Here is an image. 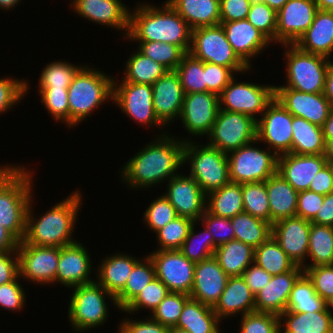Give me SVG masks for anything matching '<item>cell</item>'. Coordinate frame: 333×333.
Wrapping results in <instances>:
<instances>
[{
  "label": "cell",
  "instance_id": "cell-61",
  "mask_svg": "<svg viewBox=\"0 0 333 333\" xmlns=\"http://www.w3.org/2000/svg\"><path fill=\"white\" fill-rule=\"evenodd\" d=\"M207 92L220 95L230 80L236 75L230 68L204 62Z\"/></svg>",
  "mask_w": 333,
  "mask_h": 333
},
{
  "label": "cell",
  "instance_id": "cell-78",
  "mask_svg": "<svg viewBox=\"0 0 333 333\" xmlns=\"http://www.w3.org/2000/svg\"><path fill=\"white\" fill-rule=\"evenodd\" d=\"M328 164L331 166L332 172H333V162H328Z\"/></svg>",
  "mask_w": 333,
  "mask_h": 333
},
{
  "label": "cell",
  "instance_id": "cell-63",
  "mask_svg": "<svg viewBox=\"0 0 333 333\" xmlns=\"http://www.w3.org/2000/svg\"><path fill=\"white\" fill-rule=\"evenodd\" d=\"M252 0H219L220 22L247 19Z\"/></svg>",
  "mask_w": 333,
  "mask_h": 333
},
{
  "label": "cell",
  "instance_id": "cell-66",
  "mask_svg": "<svg viewBox=\"0 0 333 333\" xmlns=\"http://www.w3.org/2000/svg\"><path fill=\"white\" fill-rule=\"evenodd\" d=\"M242 277L252 293L256 296L259 290L269 283L272 275L253 262L244 270Z\"/></svg>",
  "mask_w": 333,
  "mask_h": 333
},
{
  "label": "cell",
  "instance_id": "cell-15",
  "mask_svg": "<svg viewBox=\"0 0 333 333\" xmlns=\"http://www.w3.org/2000/svg\"><path fill=\"white\" fill-rule=\"evenodd\" d=\"M19 277L37 285L55 284L59 247L18 242Z\"/></svg>",
  "mask_w": 333,
  "mask_h": 333
},
{
  "label": "cell",
  "instance_id": "cell-22",
  "mask_svg": "<svg viewBox=\"0 0 333 333\" xmlns=\"http://www.w3.org/2000/svg\"><path fill=\"white\" fill-rule=\"evenodd\" d=\"M88 252L79 241L59 247L56 284L72 288L94 282L95 280L90 277L93 274L91 272L93 267Z\"/></svg>",
  "mask_w": 333,
  "mask_h": 333
},
{
  "label": "cell",
  "instance_id": "cell-13",
  "mask_svg": "<svg viewBox=\"0 0 333 333\" xmlns=\"http://www.w3.org/2000/svg\"><path fill=\"white\" fill-rule=\"evenodd\" d=\"M292 121L293 115L274 97L257 119L256 140L277 156L292 153Z\"/></svg>",
  "mask_w": 333,
  "mask_h": 333
},
{
  "label": "cell",
  "instance_id": "cell-24",
  "mask_svg": "<svg viewBox=\"0 0 333 333\" xmlns=\"http://www.w3.org/2000/svg\"><path fill=\"white\" fill-rule=\"evenodd\" d=\"M153 109L158 120L169 126L179 120L184 100V92L178 73L167 71L153 85Z\"/></svg>",
  "mask_w": 333,
  "mask_h": 333
},
{
  "label": "cell",
  "instance_id": "cell-53",
  "mask_svg": "<svg viewBox=\"0 0 333 333\" xmlns=\"http://www.w3.org/2000/svg\"><path fill=\"white\" fill-rule=\"evenodd\" d=\"M247 20L275 43L277 12L261 0H252Z\"/></svg>",
  "mask_w": 333,
  "mask_h": 333
},
{
  "label": "cell",
  "instance_id": "cell-45",
  "mask_svg": "<svg viewBox=\"0 0 333 333\" xmlns=\"http://www.w3.org/2000/svg\"><path fill=\"white\" fill-rule=\"evenodd\" d=\"M137 50L163 65L168 71L176 70L186 52L178 45L158 41H135Z\"/></svg>",
  "mask_w": 333,
  "mask_h": 333
},
{
  "label": "cell",
  "instance_id": "cell-33",
  "mask_svg": "<svg viewBox=\"0 0 333 333\" xmlns=\"http://www.w3.org/2000/svg\"><path fill=\"white\" fill-rule=\"evenodd\" d=\"M280 333H333V314L322 311L297 313L285 311L279 316Z\"/></svg>",
  "mask_w": 333,
  "mask_h": 333
},
{
  "label": "cell",
  "instance_id": "cell-43",
  "mask_svg": "<svg viewBox=\"0 0 333 333\" xmlns=\"http://www.w3.org/2000/svg\"><path fill=\"white\" fill-rule=\"evenodd\" d=\"M254 263L272 276L291 271L296 266L272 235L255 248Z\"/></svg>",
  "mask_w": 333,
  "mask_h": 333
},
{
  "label": "cell",
  "instance_id": "cell-17",
  "mask_svg": "<svg viewBox=\"0 0 333 333\" xmlns=\"http://www.w3.org/2000/svg\"><path fill=\"white\" fill-rule=\"evenodd\" d=\"M314 0H288L277 12L275 43L295 44L314 21Z\"/></svg>",
  "mask_w": 333,
  "mask_h": 333
},
{
  "label": "cell",
  "instance_id": "cell-69",
  "mask_svg": "<svg viewBox=\"0 0 333 333\" xmlns=\"http://www.w3.org/2000/svg\"><path fill=\"white\" fill-rule=\"evenodd\" d=\"M18 240L0 225V253L17 250Z\"/></svg>",
  "mask_w": 333,
  "mask_h": 333
},
{
  "label": "cell",
  "instance_id": "cell-25",
  "mask_svg": "<svg viewBox=\"0 0 333 333\" xmlns=\"http://www.w3.org/2000/svg\"><path fill=\"white\" fill-rule=\"evenodd\" d=\"M228 278L215 256L196 262L190 297L214 307L226 287Z\"/></svg>",
  "mask_w": 333,
  "mask_h": 333
},
{
  "label": "cell",
  "instance_id": "cell-6",
  "mask_svg": "<svg viewBox=\"0 0 333 333\" xmlns=\"http://www.w3.org/2000/svg\"><path fill=\"white\" fill-rule=\"evenodd\" d=\"M189 163V175L207 195L230 183L228 156L208 144L188 140L183 150V164Z\"/></svg>",
  "mask_w": 333,
  "mask_h": 333
},
{
  "label": "cell",
  "instance_id": "cell-48",
  "mask_svg": "<svg viewBox=\"0 0 333 333\" xmlns=\"http://www.w3.org/2000/svg\"><path fill=\"white\" fill-rule=\"evenodd\" d=\"M196 223L197 221L193 222L186 240L179 249L186 258L195 263L214 256L217 248L212 235L205 227L199 234L194 232L196 228L195 225H199Z\"/></svg>",
  "mask_w": 333,
  "mask_h": 333
},
{
  "label": "cell",
  "instance_id": "cell-18",
  "mask_svg": "<svg viewBox=\"0 0 333 333\" xmlns=\"http://www.w3.org/2000/svg\"><path fill=\"white\" fill-rule=\"evenodd\" d=\"M220 110L219 96L211 92L184 94L180 120L188 134L209 135Z\"/></svg>",
  "mask_w": 333,
  "mask_h": 333
},
{
  "label": "cell",
  "instance_id": "cell-14",
  "mask_svg": "<svg viewBox=\"0 0 333 333\" xmlns=\"http://www.w3.org/2000/svg\"><path fill=\"white\" fill-rule=\"evenodd\" d=\"M152 86L147 84L119 82L113 79V99L118 108L136 123L147 127H164L153 109Z\"/></svg>",
  "mask_w": 333,
  "mask_h": 333
},
{
  "label": "cell",
  "instance_id": "cell-28",
  "mask_svg": "<svg viewBox=\"0 0 333 333\" xmlns=\"http://www.w3.org/2000/svg\"><path fill=\"white\" fill-rule=\"evenodd\" d=\"M227 40L237 55L251 68L252 59L264 52L272 43L261 31L247 19L220 22ZM263 50V51H262Z\"/></svg>",
  "mask_w": 333,
  "mask_h": 333
},
{
  "label": "cell",
  "instance_id": "cell-19",
  "mask_svg": "<svg viewBox=\"0 0 333 333\" xmlns=\"http://www.w3.org/2000/svg\"><path fill=\"white\" fill-rule=\"evenodd\" d=\"M274 97L293 116L304 118L320 127L333 110L323 92L305 93L293 88H274Z\"/></svg>",
  "mask_w": 333,
  "mask_h": 333
},
{
  "label": "cell",
  "instance_id": "cell-12",
  "mask_svg": "<svg viewBox=\"0 0 333 333\" xmlns=\"http://www.w3.org/2000/svg\"><path fill=\"white\" fill-rule=\"evenodd\" d=\"M236 81L233 77L219 95L220 109L244 113L257 120V115L261 117L274 98V85Z\"/></svg>",
  "mask_w": 333,
  "mask_h": 333
},
{
  "label": "cell",
  "instance_id": "cell-40",
  "mask_svg": "<svg viewBox=\"0 0 333 333\" xmlns=\"http://www.w3.org/2000/svg\"><path fill=\"white\" fill-rule=\"evenodd\" d=\"M155 277L154 263L147 255L134 265L124 289L115 297L118 310L123 311Z\"/></svg>",
  "mask_w": 333,
  "mask_h": 333
},
{
  "label": "cell",
  "instance_id": "cell-73",
  "mask_svg": "<svg viewBox=\"0 0 333 333\" xmlns=\"http://www.w3.org/2000/svg\"><path fill=\"white\" fill-rule=\"evenodd\" d=\"M318 10L333 11V0H314Z\"/></svg>",
  "mask_w": 333,
  "mask_h": 333
},
{
  "label": "cell",
  "instance_id": "cell-9",
  "mask_svg": "<svg viewBox=\"0 0 333 333\" xmlns=\"http://www.w3.org/2000/svg\"><path fill=\"white\" fill-rule=\"evenodd\" d=\"M189 53L200 61L228 67L235 74L252 69L234 51L221 24L192 30Z\"/></svg>",
  "mask_w": 333,
  "mask_h": 333
},
{
  "label": "cell",
  "instance_id": "cell-62",
  "mask_svg": "<svg viewBox=\"0 0 333 333\" xmlns=\"http://www.w3.org/2000/svg\"><path fill=\"white\" fill-rule=\"evenodd\" d=\"M324 201V195L315 193L310 190L300 191L297 199V217L311 221Z\"/></svg>",
  "mask_w": 333,
  "mask_h": 333
},
{
  "label": "cell",
  "instance_id": "cell-44",
  "mask_svg": "<svg viewBox=\"0 0 333 333\" xmlns=\"http://www.w3.org/2000/svg\"><path fill=\"white\" fill-rule=\"evenodd\" d=\"M326 302L316 294L311 280L303 273L291 290L286 311L307 313L322 311Z\"/></svg>",
  "mask_w": 333,
  "mask_h": 333
},
{
  "label": "cell",
  "instance_id": "cell-32",
  "mask_svg": "<svg viewBox=\"0 0 333 333\" xmlns=\"http://www.w3.org/2000/svg\"><path fill=\"white\" fill-rule=\"evenodd\" d=\"M270 209V223L294 217L297 209L296 191L279 173L265 181Z\"/></svg>",
  "mask_w": 333,
  "mask_h": 333
},
{
  "label": "cell",
  "instance_id": "cell-37",
  "mask_svg": "<svg viewBox=\"0 0 333 333\" xmlns=\"http://www.w3.org/2000/svg\"><path fill=\"white\" fill-rule=\"evenodd\" d=\"M255 249L239 240H231L218 246L214 256L229 277L242 276L254 262Z\"/></svg>",
  "mask_w": 333,
  "mask_h": 333
},
{
  "label": "cell",
  "instance_id": "cell-74",
  "mask_svg": "<svg viewBox=\"0 0 333 333\" xmlns=\"http://www.w3.org/2000/svg\"><path fill=\"white\" fill-rule=\"evenodd\" d=\"M24 1V0H23ZM21 0H0V8L1 10H11L16 8L15 6L18 5V3H20Z\"/></svg>",
  "mask_w": 333,
  "mask_h": 333
},
{
  "label": "cell",
  "instance_id": "cell-34",
  "mask_svg": "<svg viewBox=\"0 0 333 333\" xmlns=\"http://www.w3.org/2000/svg\"><path fill=\"white\" fill-rule=\"evenodd\" d=\"M191 30L220 24L219 0H167Z\"/></svg>",
  "mask_w": 333,
  "mask_h": 333
},
{
  "label": "cell",
  "instance_id": "cell-50",
  "mask_svg": "<svg viewBox=\"0 0 333 333\" xmlns=\"http://www.w3.org/2000/svg\"><path fill=\"white\" fill-rule=\"evenodd\" d=\"M193 222L190 218L177 216L158 230L155 233L158 242L157 250H179L186 240Z\"/></svg>",
  "mask_w": 333,
  "mask_h": 333
},
{
  "label": "cell",
  "instance_id": "cell-55",
  "mask_svg": "<svg viewBox=\"0 0 333 333\" xmlns=\"http://www.w3.org/2000/svg\"><path fill=\"white\" fill-rule=\"evenodd\" d=\"M41 101L52 119L69 127L68 89H38Z\"/></svg>",
  "mask_w": 333,
  "mask_h": 333
},
{
  "label": "cell",
  "instance_id": "cell-36",
  "mask_svg": "<svg viewBox=\"0 0 333 333\" xmlns=\"http://www.w3.org/2000/svg\"><path fill=\"white\" fill-rule=\"evenodd\" d=\"M292 153L299 155H322L325 139L322 127L304 118L293 116Z\"/></svg>",
  "mask_w": 333,
  "mask_h": 333
},
{
  "label": "cell",
  "instance_id": "cell-10",
  "mask_svg": "<svg viewBox=\"0 0 333 333\" xmlns=\"http://www.w3.org/2000/svg\"><path fill=\"white\" fill-rule=\"evenodd\" d=\"M255 143L259 144L256 140L227 154L231 182H262L277 172L278 156L268 148L255 147Z\"/></svg>",
  "mask_w": 333,
  "mask_h": 333
},
{
  "label": "cell",
  "instance_id": "cell-75",
  "mask_svg": "<svg viewBox=\"0 0 333 333\" xmlns=\"http://www.w3.org/2000/svg\"><path fill=\"white\" fill-rule=\"evenodd\" d=\"M266 3L269 7L278 12L288 0H261Z\"/></svg>",
  "mask_w": 333,
  "mask_h": 333
},
{
  "label": "cell",
  "instance_id": "cell-2",
  "mask_svg": "<svg viewBox=\"0 0 333 333\" xmlns=\"http://www.w3.org/2000/svg\"><path fill=\"white\" fill-rule=\"evenodd\" d=\"M138 4L129 13V30L125 39L171 43L189 52L192 30L167 0L161 7L145 2Z\"/></svg>",
  "mask_w": 333,
  "mask_h": 333
},
{
  "label": "cell",
  "instance_id": "cell-60",
  "mask_svg": "<svg viewBox=\"0 0 333 333\" xmlns=\"http://www.w3.org/2000/svg\"><path fill=\"white\" fill-rule=\"evenodd\" d=\"M18 276L14 281L0 285V309L19 312L24 308L26 293Z\"/></svg>",
  "mask_w": 333,
  "mask_h": 333
},
{
  "label": "cell",
  "instance_id": "cell-47",
  "mask_svg": "<svg viewBox=\"0 0 333 333\" xmlns=\"http://www.w3.org/2000/svg\"><path fill=\"white\" fill-rule=\"evenodd\" d=\"M83 65L57 60L43 67L39 78V89H68L75 74Z\"/></svg>",
  "mask_w": 333,
  "mask_h": 333
},
{
  "label": "cell",
  "instance_id": "cell-20",
  "mask_svg": "<svg viewBox=\"0 0 333 333\" xmlns=\"http://www.w3.org/2000/svg\"><path fill=\"white\" fill-rule=\"evenodd\" d=\"M163 194L174 206L178 216L199 221L206 210V194L190 176L178 174L167 181Z\"/></svg>",
  "mask_w": 333,
  "mask_h": 333
},
{
  "label": "cell",
  "instance_id": "cell-21",
  "mask_svg": "<svg viewBox=\"0 0 333 333\" xmlns=\"http://www.w3.org/2000/svg\"><path fill=\"white\" fill-rule=\"evenodd\" d=\"M311 222L301 217H288L272 224V236L280 248L298 266L307 260Z\"/></svg>",
  "mask_w": 333,
  "mask_h": 333
},
{
  "label": "cell",
  "instance_id": "cell-5",
  "mask_svg": "<svg viewBox=\"0 0 333 333\" xmlns=\"http://www.w3.org/2000/svg\"><path fill=\"white\" fill-rule=\"evenodd\" d=\"M113 76L83 65L68 87L69 127H76L105 101L113 99Z\"/></svg>",
  "mask_w": 333,
  "mask_h": 333
},
{
  "label": "cell",
  "instance_id": "cell-51",
  "mask_svg": "<svg viewBox=\"0 0 333 333\" xmlns=\"http://www.w3.org/2000/svg\"><path fill=\"white\" fill-rule=\"evenodd\" d=\"M190 295L169 292L157 308L150 313V317L168 328L175 327L182 313L185 302Z\"/></svg>",
  "mask_w": 333,
  "mask_h": 333
},
{
  "label": "cell",
  "instance_id": "cell-72",
  "mask_svg": "<svg viewBox=\"0 0 333 333\" xmlns=\"http://www.w3.org/2000/svg\"><path fill=\"white\" fill-rule=\"evenodd\" d=\"M323 156L327 159V162H333V139H325Z\"/></svg>",
  "mask_w": 333,
  "mask_h": 333
},
{
  "label": "cell",
  "instance_id": "cell-8",
  "mask_svg": "<svg viewBox=\"0 0 333 333\" xmlns=\"http://www.w3.org/2000/svg\"><path fill=\"white\" fill-rule=\"evenodd\" d=\"M286 59V85L274 88H293L305 93H321L331 59L300 50L294 44H284Z\"/></svg>",
  "mask_w": 333,
  "mask_h": 333
},
{
  "label": "cell",
  "instance_id": "cell-64",
  "mask_svg": "<svg viewBox=\"0 0 333 333\" xmlns=\"http://www.w3.org/2000/svg\"><path fill=\"white\" fill-rule=\"evenodd\" d=\"M169 328L153 320L150 316L146 319L133 320L126 318L120 322L118 333H168Z\"/></svg>",
  "mask_w": 333,
  "mask_h": 333
},
{
  "label": "cell",
  "instance_id": "cell-39",
  "mask_svg": "<svg viewBox=\"0 0 333 333\" xmlns=\"http://www.w3.org/2000/svg\"><path fill=\"white\" fill-rule=\"evenodd\" d=\"M234 229V239L239 240L254 249L259 247L272 235V224L254 217L249 213H239L231 218Z\"/></svg>",
  "mask_w": 333,
  "mask_h": 333
},
{
  "label": "cell",
  "instance_id": "cell-42",
  "mask_svg": "<svg viewBox=\"0 0 333 333\" xmlns=\"http://www.w3.org/2000/svg\"><path fill=\"white\" fill-rule=\"evenodd\" d=\"M125 66L123 81L151 86L168 71L163 65L146 57L138 50L130 55Z\"/></svg>",
  "mask_w": 333,
  "mask_h": 333
},
{
  "label": "cell",
  "instance_id": "cell-59",
  "mask_svg": "<svg viewBox=\"0 0 333 333\" xmlns=\"http://www.w3.org/2000/svg\"><path fill=\"white\" fill-rule=\"evenodd\" d=\"M318 296L325 302L333 295V265L302 267Z\"/></svg>",
  "mask_w": 333,
  "mask_h": 333
},
{
  "label": "cell",
  "instance_id": "cell-26",
  "mask_svg": "<svg viewBox=\"0 0 333 333\" xmlns=\"http://www.w3.org/2000/svg\"><path fill=\"white\" fill-rule=\"evenodd\" d=\"M304 273L301 266L296 265L291 271L272 276L255 296V311L280 316L286 311L291 290L297 279Z\"/></svg>",
  "mask_w": 333,
  "mask_h": 333
},
{
  "label": "cell",
  "instance_id": "cell-31",
  "mask_svg": "<svg viewBox=\"0 0 333 333\" xmlns=\"http://www.w3.org/2000/svg\"><path fill=\"white\" fill-rule=\"evenodd\" d=\"M128 253H116L104 257L97 267L95 281L116 297L125 287L134 265L140 260Z\"/></svg>",
  "mask_w": 333,
  "mask_h": 333
},
{
  "label": "cell",
  "instance_id": "cell-41",
  "mask_svg": "<svg viewBox=\"0 0 333 333\" xmlns=\"http://www.w3.org/2000/svg\"><path fill=\"white\" fill-rule=\"evenodd\" d=\"M308 258L311 263L302 267L333 265V227L311 223Z\"/></svg>",
  "mask_w": 333,
  "mask_h": 333
},
{
  "label": "cell",
  "instance_id": "cell-65",
  "mask_svg": "<svg viewBox=\"0 0 333 333\" xmlns=\"http://www.w3.org/2000/svg\"><path fill=\"white\" fill-rule=\"evenodd\" d=\"M19 276L17 250L0 253V285L10 283Z\"/></svg>",
  "mask_w": 333,
  "mask_h": 333
},
{
  "label": "cell",
  "instance_id": "cell-30",
  "mask_svg": "<svg viewBox=\"0 0 333 333\" xmlns=\"http://www.w3.org/2000/svg\"><path fill=\"white\" fill-rule=\"evenodd\" d=\"M294 45L304 52L330 59L333 53V11L318 10L311 26Z\"/></svg>",
  "mask_w": 333,
  "mask_h": 333
},
{
  "label": "cell",
  "instance_id": "cell-35",
  "mask_svg": "<svg viewBox=\"0 0 333 333\" xmlns=\"http://www.w3.org/2000/svg\"><path fill=\"white\" fill-rule=\"evenodd\" d=\"M220 322L221 320L214 312L213 307L190 297L185 302L175 327L189 333H223L219 330Z\"/></svg>",
  "mask_w": 333,
  "mask_h": 333
},
{
  "label": "cell",
  "instance_id": "cell-11",
  "mask_svg": "<svg viewBox=\"0 0 333 333\" xmlns=\"http://www.w3.org/2000/svg\"><path fill=\"white\" fill-rule=\"evenodd\" d=\"M257 120L237 112L219 110L208 136V145L226 154L256 141Z\"/></svg>",
  "mask_w": 333,
  "mask_h": 333
},
{
  "label": "cell",
  "instance_id": "cell-77",
  "mask_svg": "<svg viewBox=\"0 0 333 333\" xmlns=\"http://www.w3.org/2000/svg\"><path fill=\"white\" fill-rule=\"evenodd\" d=\"M168 333H189V332L177 327H171L169 328Z\"/></svg>",
  "mask_w": 333,
  "mask_h": 333
},
{
  "label": "cell",
  "instance_id": "cell-52",
  "mask_svg": "<svg viewBox=\"0 0 333 333\" xmlns=\"http://www.w3.org/2000/svg\"><path fill=\"white\" fill-rule=\"evenodd\" d=\"M169 292L167 286L155 277L122 312L131 315L146 308L152 313Z\"/></svg>",
  "mask_w": 333,
  "mask_h": 333
},
{
  "label": "cell",
  "instance_id": "cell-38",
  "mask_svg": "<svg viewBox=\"0 0 333 333\" xmlns=\"http://www.w3.org/2000/svg\"><path fill=\"white\" fill-rule=\"evenodd\" d=\"M206 210L215 216L228 219L244 212L242 184L230 182L208 193Z\"/></svg>",
  "mask_w": 333,
  "mask_h": 333
},
{
  "label": "cell",
  "instance_id": "cell-76",
  "mask_svg": "<svg viewBox=\"0 0 333 333\" xmlns=\"http://www.w3.org/2000/svg\"><path fill=\"white\" fill-rule=\"evenodd\" d=\"M326 307L333 314V295L326 301Z\"/></svg>",
  "mask_w": 333,
  "mask_h": 333
},
{
  "label": "cell",
  "instance_id": "cell-7",
  "mask_svg": "<svg viewBox=\"0 0 333 333\" xmlns=\"http://www.w3.org/2000/svg\"><path fill=\"white\" fill-rule=\"evenodd\" d=\"M72 289L73 293L69 299L68 319L74 331L84 332L104 325L109 316L107 298L111 299L118 309L115 297L96 281L75 286Z\"/></svg>",
  "mask_w": 333,
  "mask_h": 333
},
{
  "label": "cell",
  "instance_id": "cell-70",
  "mask_svg": "<svg viewBox=\"0 0 333 333\" xmlns=\"http://www.w3.org/2000/svg\"><path fill=\"white\" fill-rule=\"evenodd\" d=\"M323 94L333 109V61L329 64L326 72Z\"/></svg>",
  "mask_w": 333,
  "mask_h": 333
},
{
  "label": "cell",
  "instance_id": "cell-4",
  "mask_svg": "<svg viewBox=\"0 0 333 333\" xmlns=\"http://www.w3.org/2000/svg\"><path fill=\"white\" fill-rule=\"evenodd\" d=\"M26 167L13 163L0 165V225L19 242L24 238L27 211L34 198V170H27Z\"/></svg>",
  "mask_w": 333,
  "mask_h": 333
},
{
  "label": "cell",
  "instance_id": "cell-56",
  "mask_svg": "<svg viewBox=\"0 0 333 333\" xmlns=\"http://www.w3.org/2000/svg\"><path fill=\"white\" fill-rule=\"evenodd\" d=\"M29 84L26 79L0 77V114L8 112L15 104H19L28 93Z\"/></svg>",
  "mask_w": 333,
  "mask_h": 333
},
{
  "label": "cell",
  "instance_id": "cell-1",
  "mask_svg": "<svg viewBox=\"0 0 333 333\" xmlns=\"http://www.w3.org/2000/svg\"><path fill=\"white\" fill-rule=\"evenodd\" d=\"M156 137L121 168V180L132 190L147 189L168 181L177 176L178 170L183 166L184 145L189 137L177 138L168 132Z\"/></svg>",
  "mask_w": 333,
  "mask_h": 333
},
{
  "label": "cell",
  "instance_id": "cell-54",
  "mask_svg": "<svg viewBox=\"0 0 333 333\" xmlns=\"http://www.w3.org/2000/svg\"><path fill=\"white\" fill-rule=\"evenodd\" d=\"M160 195L150 203L143 215V222H145L147 228L154 231V233L178 216L174 206L164 195Z\"/></svg>",
  "mask_w": 333,
  "mask_h": 333
},
{
  "label": "cell",
  "instance_id": "cell-3",
  "mask_svg": "<svg viewBox=\"0 0 333 333\" xmlns=\"http://www.w3.org/2000/svg\"><path fill=\"white\" fill-rule=\"evenodd\" d=\"M82 193L80 190L73 191L61 202L53 205L49 211L36 216L32 207V199L27 211L26 230L22 243L37 246L63 247L75 243L72 233L80 206L82 204Z\"/></svg>",
  "mask_w": 333,
  "mask_h": 333
},
{
  "label": "cell",
  "instance_id": "cell-46",
  "mask_svg": "<svg viewBox=\"0 0 333 333\" xmlns=\"http://www.w3.org/2000/svg\"><path fill=\"white\" fill-rule=\"evenodd\" d=\"M175 71L179 75L184 94L207 92L203 61L188 52Z\"/></svg>",
  "mask_w": 333,
  "mask_h": 333
},
{
  "label": "cell",
  "instance_id": "cell-67",
  "mask_svg": "<svg viewBox=\"0 0 333 333\" xmlns=\"http://www.w3.org/2000/svg\"><path fill=\"white\" fill-rule=\"evenodd\" d=\"M309 190L324 196L333 193V172L328 163L313 177Z\"/></svg>",
  "mask_w": 333,
  "mask_h": 333
},
{
  "label": "cell",
  "instance_id": "cell-16",
  "mask_svg": "<svg viewBox=\"0 0 333 333\" xmlns=\"http://www.w3.org/2000/svg\"><path fill=\"white\" fill-rule=\"evenodd\" d=\"M148 255L154 263L156 278L160 279L170 292L190 295L195 262L186 258L180 250H153Z\"/></svg>",
  "mask_w": 333,
  "mask_h": 333
},
{
  "label": "cell",
  "instance_id": "cell-49",
  "mask_svg": "<svg viewBox=\"0 0 333 333\" xmlns=\"http://www.w3.org/2000/svg\"><path fill=\"white\" fill-rule=\"evenodd\" d=\"M244 212L270 223L269 200L265 181L242 184Z\"/></svg>",
  "mask_w": 333,
  "mask_h": 333
},
{
  "label": "cell",
  "instance_id": "cell-68",
  "mask_svg": "<svg viewBox=\"0 0 333 333\" xmlns=\"http://www.w3.org/2000/svg\"><path fill=\"white\" fill-rule=\"evenodd\" d=\"M310 222L333 227V193L324 196L322 206Z\"/></svg>",
  "mask_w": 333,
  "mask_h": 333
},
{
  "label": "cell",
  "instance_id": "cell-71",
  "mask_svg": "<svg viewBox=\"0 0 333 333\" xmlns=\"http://www.w3.org/2000/svg\"><path fill=\"white\" fill-rule=\"evenodd\" d=\"M324 139H333V110L322 126Z\"/></svg>",
  "mask_w": 333,
  "mask_h": 333
},
{
  "label": "cell",
  "instance_id": "cell-29",
  "mask_svg": "<svg viewBox=\"0 0 333 333\" xmlns=\"http://www.w3.org/2000/svg\"><path fill=\"white\" fill-rule=\"evenodd\" d=\"M218 318L223 321L234 315L255 311V295L242 276L229 277L219 301L213 307Z\"/></svg>",
  "mask_w": 333,
  "mask_h": 333
},
{
  "label": "cell",
  "instance_id": "cell-57",
  "mask_svg": "<svg viewBox=\"0 0 333 333\" xmlns=\"http://www.w3.org/2000/svg\"><path fill=\"white\" fill-rule=\"evenodd\" d=\"M241 317L238 333H280L277 315L254 311Z\"/></svg>",
  "mask_w": 333,
  "mask_h": 333
},
{
  "label": "cell",
  "instance_id": "cell-23",
  "mask_svg": "<svg viewBox=\"0 0 333 333\" xmlns=\"http://www.w3.org/2000/svg\"><path fill=\"white\" fill-rule=\"evenodd\" d=\"M70 6L73 7L74 13L88 21L119 31L124 30L123 37L126 38L130 10L122 0H71Z\"/></svg>",
  "mask_w": 333,
  "mask_h": 333
},
{
  "label": "cell",
  "instance_id": "cell-58",
  "mask_svg": "<svg viewBox=\"0 0 333 333\" xmlns=\"http://www.w3.org/2000/svg\"><path fill=\"white\" fill-rule=\"evenodd\" d=\"M200 220L202 222L201 224L212 235L217 247L234 240L235 232L231 224V219L215 216L205 210V213L201 216L198 223Z\"/></svg>",
  "mask_w": 333,
  "mask_h": 333
},
{
  "label": "cell",
  "instance_id": "cell-27",
  "mask_svg": "<svg viewBox=\"0 0 333 333\" xmlns=\"http://www.w3.org/2000/svg\"><path fill=\"white\" fill-rule=\"evenodd\" d=\"M322 155H299L285 153L278 156L277 173H279L296 191L309 190L313 177L326 164Z\"/></svg>",
  "mask_w": 333,
  "mask_h": 333
}]
</instances>
